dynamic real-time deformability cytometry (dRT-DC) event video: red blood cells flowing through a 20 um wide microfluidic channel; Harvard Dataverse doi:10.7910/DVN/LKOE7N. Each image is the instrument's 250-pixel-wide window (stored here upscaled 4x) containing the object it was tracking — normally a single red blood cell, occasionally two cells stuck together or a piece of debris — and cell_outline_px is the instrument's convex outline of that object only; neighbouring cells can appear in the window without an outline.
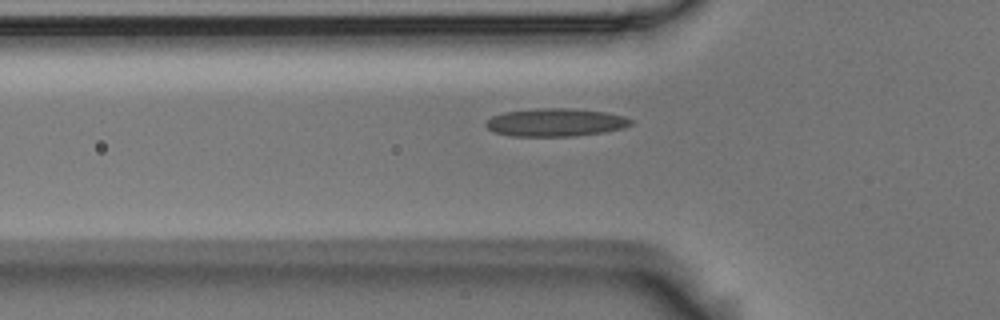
{"species": "Egyptian fruit bat (a non-hibernating species)", "species_latin": "Rousettus aegyptiacus", "temperature_condition": "room temperature", "stored_images_in_passage": 5, "segment_of_instrument_passage": [2, 2], "camera_frame_rate_fps": 3000, "um_per_image_px": 0.085, "animal": {"sex": "male"}, "frame": {"image": 1, "passage_image": 5, "time_ms": 1.333, "image_size_px": [1000, 320], "cell_outline_px": [[636, 120], [632, 124], [624, 128], [604, 132], [572, 136], [512, 136], [496, 132], [488, 128], [484, 124], [492, 116], [504, 112], [536, 108], [572, 108], [604, 112], [624, 116]], "centroid_in_image_um": [47.26, 10.4], "position_along_channel_um": 78.5, "area_um2": 23.7}}